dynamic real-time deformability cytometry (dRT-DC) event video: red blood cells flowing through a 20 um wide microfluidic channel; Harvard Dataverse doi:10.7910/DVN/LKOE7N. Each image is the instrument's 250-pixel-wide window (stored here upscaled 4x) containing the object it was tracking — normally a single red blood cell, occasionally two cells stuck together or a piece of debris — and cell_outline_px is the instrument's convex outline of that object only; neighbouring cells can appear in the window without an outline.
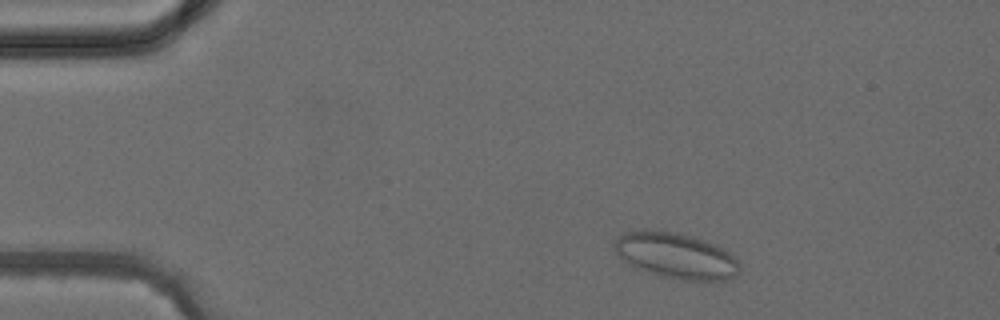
{"species": "common noctule bat (a hibernating species)", "species_latin": "Nyctalus noctula", "temperature_condition": "cold", "stored_images_in_passage": 4, "camera_frame_rate_fps": 3000, "um_per_image_px": 0.085, "animal": {"sex": "female", "body_mass_g": 24.6, "forearm_length_mm": 56.2}, "frame": {"image": 1, "passage_image": 2, "time_ms": 1.0, "image_size_px": [1000, 320], "cell_outline_px": [[740, 272], [736, 276], [724, 280], [704, 284], [664, 276], [652, 272], [632, 264], [624, 260], [616, 252], [612, 244], [620, 236], [628, 232], [640, 228], [644, 228], [676, 232], [704, 240], [716, 244], [724, 248], [740, 264]], "centroid_in_image_um": [57.53, 21.74], "position_along_channel_um": 27.5, "area_um2": 33.64}}